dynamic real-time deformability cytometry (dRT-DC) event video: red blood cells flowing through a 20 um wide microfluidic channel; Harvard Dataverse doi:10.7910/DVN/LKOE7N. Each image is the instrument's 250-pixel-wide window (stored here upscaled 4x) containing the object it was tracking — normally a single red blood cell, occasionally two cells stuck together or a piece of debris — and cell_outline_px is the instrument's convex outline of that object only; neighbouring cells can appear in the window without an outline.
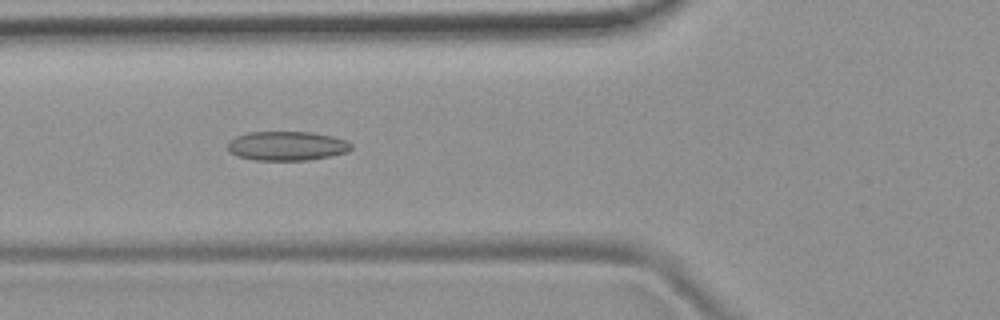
{"species": "common noctule bat (a hibernating species)", "species_latin": "Nyctalus noctula", "temperature_condition": "room temperature", "stored_images_in_passage": 48, "camera_frame_rate_fps": 3000, "um_per_image_px": 0.085, "animal": {"sex": "female", "body_mass_g": 19.9}, "frame": {"image": 1, "passage_image": 15, "time_ms": 4.667, "image_size_px": [1000, 320], "cell_outline_px": [[352, 148], [348, 152], [332, 156], [308, 160], [256, 160], [236, 156], [228, 148], [228, 140], [236, 136], [248, 132], [312, 132], [332, 136], [344, 140], [352, 144]], "centroid_in_image_um": [24.39, 12.4], "position_along_channel_um": 101.4, "area_um2": 21.1}}
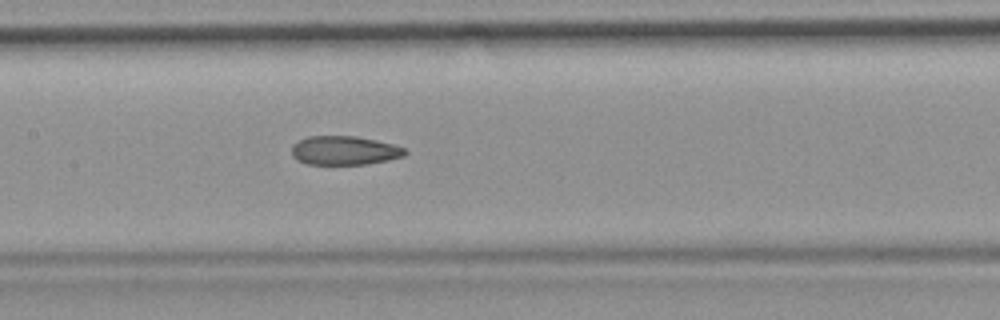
{"frame": {"image": 2, "passage_image": 21, "time_ms": 6.667, "image_size_px": [1000, 320], "cell_outline_px": [[408, 152], [404, 156], [388, 160], [368, 164], [308, 164], [296, 160], [292, 156], [292, 144], [308, 136], [356, 136], [376, 140], [392, 144], [404, 148]], "centroid_in_image_um": [29.26, 12.79], "position_along_channel_um": 178.1, "area_um2": 19.13}}
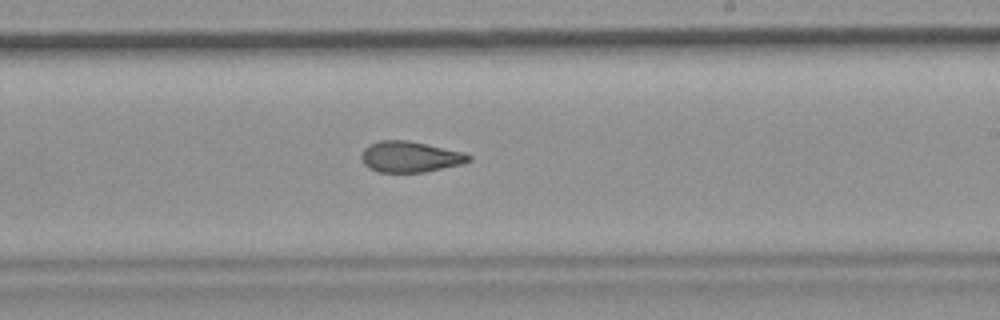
{"frame": {"image": 3, "passage_image": 27, "time_ms": 8.667, "image_size_px": [1000, 320], "cell_outline_px": [[472, 160], [460, 164], [424, 172], [376, 172], [368, 168], [364, 164], [360, 156], [364, 148], [368, 144], [380, 140], [408, 140], [464, 152], [472, 156]], "centroid_in_image_um": [34.82, 13.32], "position_along_channel_um": 254.2, "area_um2": 19.42}, "authors_computed_cell_mechanics": {"area_um2": 19.9988, "velocity_mm_per_s": 3.8225, "shape_relaxation_time_tau1_ms": null, "shape_relaxation_time_tau2_ms": 2.6872, "deformation_change_tau1": null, "deformation_change_tau2": 0.1005}}